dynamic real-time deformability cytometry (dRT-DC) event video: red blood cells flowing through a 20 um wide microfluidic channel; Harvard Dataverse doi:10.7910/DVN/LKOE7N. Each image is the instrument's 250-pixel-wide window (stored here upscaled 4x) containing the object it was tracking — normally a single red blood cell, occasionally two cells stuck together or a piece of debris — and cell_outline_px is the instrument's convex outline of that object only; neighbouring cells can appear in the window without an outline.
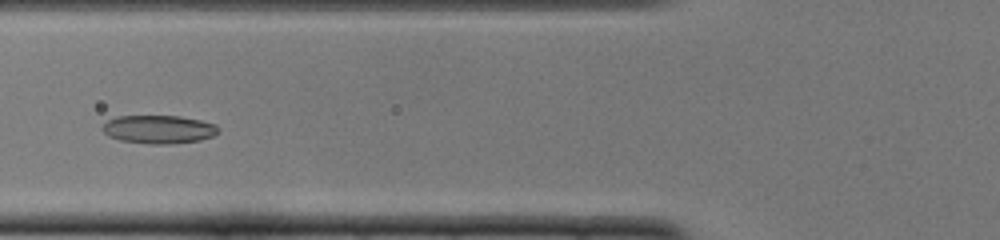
{"species": "common noctule bat (a hibernating species)", "species_latin": "Nyctalus noctula", "temperature_condition": "cold", "stored_images_in_passage": 48, "camera_frame_rate_fps": 3000, "um_per_image_px": 0.085, "animal": {"sex": "female", "body_mass_g": 22.0, "forearm_length_mm": 56.7}, "frame": {"image": 1, "passage_image": 16, "time_ms": 5.0, "image_size_px": [1000, 240], "cell_outline_px": [[220, 132], [212, 136], [200, 140], [168, 144], [148, 144], [120, 140], [108, 136], [100, 128], [108, 120], [116, 116], [180, 116], [200, 120], [216, 124], [220, 128]], "centroid_in_image_um": [13.5, 10.99], "position_along_channel_um": 112.3, "area_um2": 19.25}}
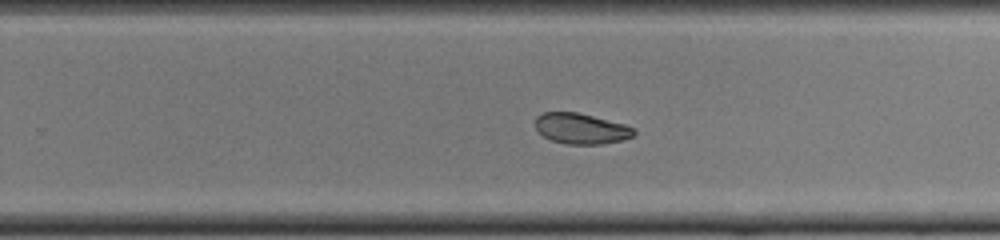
{"frame": {"image": 2, "passage_image": 29, "time_ms": 9.333, "image_size_px": [1000, 240], "cell_outline_px": [[636, 132], [632, 136], [620, 140], [604, 144], [568, 144], [552, 140], [544, 136], [536, 128], [536, 116], [544, 112], [576, 112], [624, 124], [632, 128]], "centroid_in_image_um": [49.37, 10.93], "position_along_channel_um": 280.4, "area_um2": 17.28}}
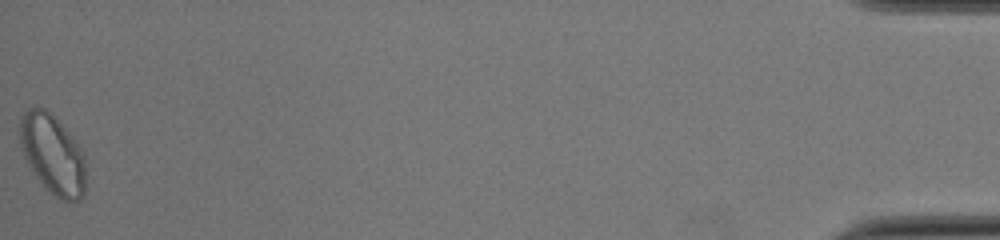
{"frame": {"image": 3, "passage_image": 48, "time_ms": 15.667, "image_size_px": [1000, 240], "cell_outline_px": [[84, 196], [80, 200], [72, 204], [68, 204], [44, 188], [28, 164], [24, 156], [20, 144], [20, 116], [24, 108], [44, 108], [76, 140], [84, 152]], "centroid_in_image_um": [4.47, 13.15], "position_along_channel_um": 430.7, "area_um2": 30.63}, "authors_computed_cell_mechanics": {"area_um2": 19.6809, "velocity_mm_per_s": 3.8994, "shape_relaxation_time_tau1_ms": 6.0351, "shape_relaxation_time_tau2_ms": null, "deformation_change_tau1": 0.1204, "deformation_change_tau2": null}}